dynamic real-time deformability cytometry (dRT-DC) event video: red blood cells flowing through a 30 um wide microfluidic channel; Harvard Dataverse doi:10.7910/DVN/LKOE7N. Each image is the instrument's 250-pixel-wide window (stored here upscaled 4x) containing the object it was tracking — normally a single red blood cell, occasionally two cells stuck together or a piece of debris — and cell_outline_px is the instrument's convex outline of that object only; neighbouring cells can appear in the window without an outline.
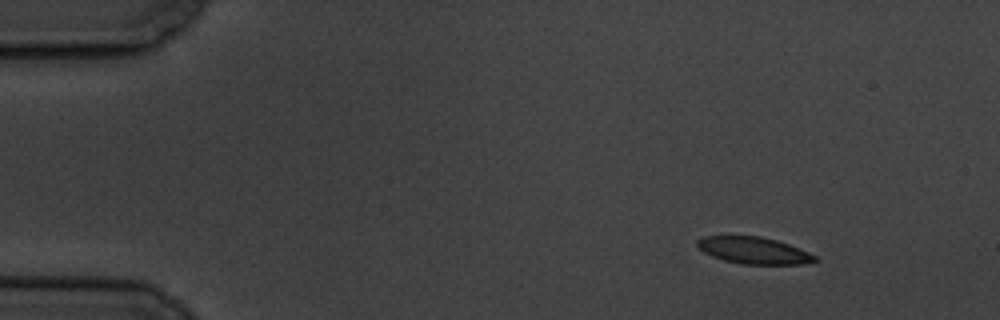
{"species": "common noctule bat (a hibernating species)", "species_latin": "Nyctalus noctula", "temperature_condition": "cold", "stored_images_in_passage": 5, "camera_frame_rate_fps": 3000, "um_per_image_px": 0.085, "animal": {"sex": "male", "body_mass_g": 19.5, "forearm_length_mm": 54.6}, "frame": {"image": 1, "passage_image": 2, "time_ms": 1.333, "image_size_px": [1000, 320], "cell_outline_px": [[820, 260], [800, 264], [740, 264], [724, 260], [712, 256], [704, 252], [696, 244], [696, 240], [704, 236], [760, 236], [776, 240], [788, 244], [808, 252], [816, 256]], "centroid_in_image_um": [64.06, 21.29], "position_along_channel_um": 20.9, "area_um2": 18.26}}
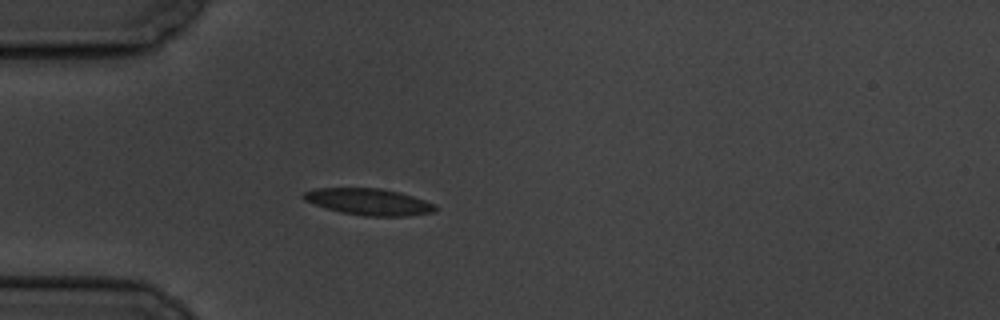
{"frame": {"image": 2, "passage_image": 5, "time_ms": 4.667, "image_size_px": [1000, 320], "cell_outline_px": [[436, 212], [408, 216], [364, 216], [340, 212], [304, 200], [300, 196], [304, 192], [316, 188], [380, 188], [400, 192], [436, 204]], "centroid_in_image_um": [31.37, 17.15], "position_along_channel_um": 53.6, "area_um2": 20.4}}